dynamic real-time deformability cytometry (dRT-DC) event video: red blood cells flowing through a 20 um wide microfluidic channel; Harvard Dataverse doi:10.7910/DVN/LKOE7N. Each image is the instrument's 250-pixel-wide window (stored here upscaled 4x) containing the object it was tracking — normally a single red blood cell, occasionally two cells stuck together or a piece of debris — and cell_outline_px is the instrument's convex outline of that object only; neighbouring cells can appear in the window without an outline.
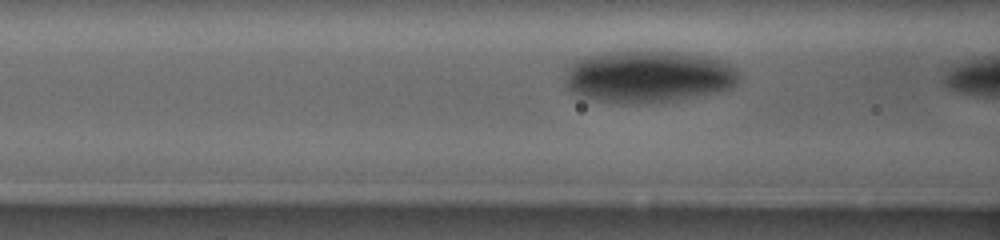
{"species": "human", "species_latin": "Homo sapiens", "temperature_condition": "warm", "stored_images_in_passage": 16, "camera_frame_rate_fps": 3000, "um_per_image_px": 0.085, "donor": {"sex": "female"}, "frame": {"image": 1, "passage_image": 14, "time_ms": 4.333, "image_size_px": [1000, 240], "cell_outline_px": [[736, 84], [732, 88], [720, 92], [668, 100], [640, 104], [636, 104], [600, 100], [580, 96], [572, 92], [568, 88], [564, 80], [564, 76], [568, 68], [576, 60], [584, 56], [608, 52], [636, 48], [676, 52], [704, 56], [724, 60], [732, 64], [736, 68]], "centroid_in_image_um": [55.08, 6.46], "position_along_channel_um": 111.5, "area_um2": 53.29}}